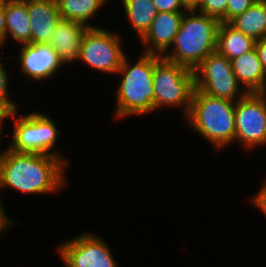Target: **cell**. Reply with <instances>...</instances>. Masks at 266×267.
Here are the masks:
<instances>
[{"mask_svg": "<svg viewBox=\"0 0 266 267\" xmlns=\"http://www.w3.org/2000/svg\"><path fill=\"white\" fill-rule=\"evenodd\" d=\"M67 167L56 156L7 148L0 156V190L8 187L28 195L61 192L67 184Z\"/></svg>", "mask_w": 266, "mask_h": 267, "instance_id": "1", "label": "cell"}, {"mask_svg": "<svg viewBox=\"0 0 266 267\" xmlns=\"http://www.w3.org/2000/svg\"><path fill=\"white\" fill-rule=\"evenodd\" d=\"M186 12L171 45L172 50L165 52L162 57L194 70L207 56L217 51L220 21L195 10Z\"/></svg>", "mask_w": 266, "mask_h": 267, "instance_id": "2", "label": "cell"}, {"mask_svg": "<svg viewBox=\"0 0 266 267\" xmlns=\"http://www.w3.org/2000/svg\"><path fill=\"white\" fill-rule=\"evenodd\" d=\"M235 104L194 89L190 110L184 119L214 148L224 149L235 141Z\"/></svg>", "mask_w": 266, "mask_h": 267, "instance_id": "3", "label": "cell"}, {"mask_svg": "<svg viewBox=\"0 0 266 267\" xmlns=\"http://www.w3.org/2000/svg\"><path fill=\"white\" fill-rule=\"evenodd\" d=\"M154 54L142 53L131 65L127 56L118 70L122 75L116 88L115 118L146 115L154 111Z\"/></svg>", "mask_w": 266, "mask_h": 267, "instance_id": "4", "label": "cell"}, {"mask_svg": "<svg viewBox=\"0 0 266 267\" xmlns=\"http://www.w3.org/2000/svg\"><path fill=\"white\" fill-rule=\"evenodd\" d=\"M154 111L163 106L179 107L187 116L195 89L194 71L154 54Z\"/></svg>", "mask_w": 266, "mask_h": 267, "instance_id": "5", "label": "cell"}, {"mask_svg": "<svg viewBox=\"0 0 266 267\" xmlns=\"http://www.w3.org/2000/svg\"><path fill=\"white\" fill-rule=\"evenodd\" d=\"M18 110H15L11 118L14 120V130L12 143L9 149L16 152H28L38 154H48L61 158L67 165L69 162L63 157L61 152L55 151L59 130L48 115L39 112H31L20 115L16 118Z\"/></svg>", "mask_w": 266, "mask_h": 267, "instance_id": "6", "label": "cell"}, {"mask_svg": "<svg viewBox=\"0 0 266 267\" xmlns=\"http://www.w3.org/2000/svg\"><path fill=\"white\" fill-rule=\"evenodd\" d=\"M193 71L195 89L209 96L236 102L247 94L239 84L231 62L217 51L207 56Z\"/></svg>", "mask_w": 266, "mask_h": 267, "instance_id": "7", "label": "cell"}, {"mask_svg": "<svg viewBox=\"0 0 266 267\" xmlns=\"http://www.w3.org/2000/svg\"><path fill=\"white\" fill-rule=\"evenodd\" d=\"M120 35L105 28L89 27L84 35L79 60L97 71L117 74L126 53Z\"/></svg>", "mask_w": 266, "mask_h": 267, "instance_id": "8", "label": "cell"}, {"mask_svg": "<svg viewBox=\"0 0 266 267\" xmlns=\"http://www.w3.org/2000/svg\"><path fill=\"white\" fill-rule=\"evenodd\" d=\"M235 142L243 149L266 146V94L247 93L235 104Z\"/></svg>", "mask_w": 266, "mask_h": 267, "instance_id": "9", "label": "cell"}, {"mask_svg": "<svg viewBox=\"0 0 266 267\" xmlns=\"http://www.w3.org/2000/svg\"><path fill=\"white\" fill-rule=\"evenodd\" d=\"M57 250L65 267H118L109 244L90 232L62 242Z\"/></svg>", "mask_w": 266, "mask_h": 267, "instance_id": "10", "label": "cell"}, {"mask_svg": "<svg viewBox=\"0 0 266 267\" xmlns=\"http://www.w3.org/2000/svg\"><path fill=\"white\" fill-rule=\"evenodd\" d=\"M20 50L17 58L21 72L33 81L52 78L64 65L49 44H23Z\"/></svg>", "mask_w": 266, "mask_h": 267, "instance_id": "11", "label": "cell"}, {"mask_svg": "<svg viewBox=\"0 0 266 267\" xmlns=\"http://www.w3.org/2000/svg\"><path fill=\"white\" fill-rule=\"evenodd\" d=\"M185 12H158L151 27L140 40L144 53L162 56L169 52Z\"/></svg>", "mask_w": 266, "mask_h": 267, "instance_id": "12", "label": "cell"}, {"mask_svg": "<svg viewBox=\"0 0 266 267\" xmlns=\"http://www.w3.org/2000/svg\"><path fill=\"white\" fill-rule=\"evenodd\" d=\"M88 28L78 21L61 18L44 44H49L56 51L64 66L73 64L79 60L82 41Z\"/></svg>", "mask_w": 266, "mask_h": 267, "instance_id": "13", "label": "cell"}, {"mask_svg": "<svg viewBox=\"0 0 266 267\" xmlns=\"http://www.w3.org/2000/svg\"><path fill=\"white\" fill-rule=\"evenodd\" d=\"M31 44H44L61 20L56 0H27Z\"/></svg>", "mask_w": 266, "mask_h": 267, "instance_id": "14", "label": "cell"}, {"mask_svg": "<svg viewBox=\"0 0 266 267\" xmlns=\"http://www.w3.org/2000/svg\"><path fill=\"white\" fill-rule=\"evenodd\" d=\"M230 62L239 84L247 93L266 94V72L255 47Z\"/></svg>", "mask_w": 266, "mask_h": 267, "instance_id": "15", "label": "cell"}, {"mask_svg": "<svg viewBox=\"0 0 266 267\" xmlns=\"http://www.w3.org/2000/svg\"><path fill=\"white\" fill-rule=\"evenodd\" d=\"M6 40L31 44V27L27 11V0H6Z\"/></svg>", "mask_w": 266, "mask_h": 267, "instance_id": "16", "label": "cell"}, {"mask_svg": "<svg viewBox=\"0 0 266 267\" xmlns=\"http://www.w3.org/2000/svg\"><path fill=\"white\" fill-rule=\"evenodd\" d=\"M256 41L236 30L229 23L220 22L217 32V52L229 61L255 47Z\"/></svg>", "mask_w": 266, "mask_h": 267, "instance_id": "17", "label": "cell"}, {"mask_svg": "<svg viewBox=\"0 0 266 267\" xmlns=\"http://www.w3.org/2000/svg\"><path fill=\"white\" fill-rule=\"evenodd\" d=\"M229 24L255 41L266 38V0H257Z\"/></svg>", "mask_w": 266, "mask_h": 267, "instance_id": "18", "label": "cell"}, {"mask_svg": "<svg viewBox=\"0 0 266 267\" xmlns=\"http://www.w3.org/2000/svg\"><path fill=\"white\" fill-rule=\"evenodd\" d=\"M124 13L131 27L141 40L151 27L158 13L152 0H121Z\"/></svg>", "mask_w": 266, "mask_h": 267, "instance_id": "19", "label": "cell"}, {"mask_svg": "<svg viewBox=\"0 0 266 267\" xmlns=\"http://www.w3.org/2000/svg\"><path fill=\"white\" fill-rule=\"evenodd\" d=\"M63 19L78 21L87 27H97L90 24V19L108 0H56Z\"/></svg>", "mask_w": 266, "mask_h": 267, "instance_id": "20", "label": "cell"}, {"mask_svg": "<svg viewBox=\"0 0 266 267\" xmlns=\"http://www.w3.org/2000/svg\"><path fill=\"white\" fill-rule=\"evenodd\" d=\"M227 2L228 0H201L195 11L226 23Z\"/></svg>", "mask_w": 266, "mask_h": 267, "instance_id": "21", "label": "cell"}, {"mask_svg": "<svg viewBox=\"0 0 266 267\" xmlns=\"http://www.w3.org/2000/svg\"><path fill=\"white\" fill-rule=\"evenodd\" d=\"M257 0H228L226 11V23H229L236 16L244 13Z\"/></svg>", "mask_w": 266, "mask_h": 267, "instance_id": "22", "label": "cell"}, {"mask_svg": "<svg viewBox=\"0 0 266 267\" xmlns=\"http://www.w3.org/2000/svg\"><path fill=\"white\" fill-rule=\"evenodd\" d=\"M158 12H185L181 0H152Z\"/></svg>", "mask_w": 266, "mask_h": 267, "instance_id": "23", "label": "cell"}, {"mask_svg": "<svg viewBox=\"0 0 266 267\" xmlns=\"http://www.w3.org/2000/svg\"><path fill=\"white\" fill-rule=\"evenodd\" d=\"M3 66L5 63L0 62V98L5 99L15 110H18L16 101L14 103L12 99L9 100L8 98L9 72Z\"/></svg>", "mask_w": 266, "mask_h": 267, "instance_id": "24", "label": "cell"}, {"mask_svg": "<svg viewBox=\"0 0 266 267\" xmlns=\"http://www.w3.org/2000/svg\"><path fill=\"white\" fill-rule=\"evenodd\" d=\"M250 201L266 215V182L263 183L258 193L251 197Z\"/></svg>", "mask_w": 266, "mask_h": 267, "instance_id": "25", "label": "cell"}, {"mask_svg": "<svg viewBox=\"0 0 266 267\" xmlns=\"http://www.w3.org/2000/svg\"><path fill=\"white\" fill-rule=\"evenodd\" d=\"M6 0H0V48L6 41Z\"/></svg>", "mask_w": 266, "mask_h": 267, "instance_id": "26", "label": "cell"}, {"mask_svg": "<svg viewBox=\"0 0 266 267\" xmlns=\"http://www.w3.org/2000/svg\"><path fill=\"white\" fill-rule=\"evenodd\" d=\"M3 205L4 204H2V198L0 196V236H2V232H6L7 229L14 224V221L7 215Z\"/></svg>", "mask_w": 266, "mask_h": 267, "instance_id": "27", "label": "cell"}, {"mask_svg": "<svg viewBox=\"0 0 266 267\" xmlns=\"http://www.w3.org/2000/svg\"><path fill=\"white\" fill-rule=\"evenodd\" d=\"M15 109L5 100L0 98V124L3 126V121L6 118H11Z\"/></svg>", "mask_w": 266, "mask_h": 267, "instance_id": "28", "label": "cell"}, {"mask_svg": "<svg viewBox=\"0 0 266 267\" xmlns=\"http://www.w3.org/2000/svg\"><path fill=\"white\" fill-rule=\"evenodd\" d=\"M255 48L261 61V65L266 72V38L256 41Z\"/></svg>", "mask_w": 266, "mask_h": 267, "instance_id": "29", "label": "cell"}, {"mask_svg": "<svg viewBox=\"0 0 266 267\" xmlns=\"http://www.w3.org/2000/svg\"><path fill=\"white\" fill-rule=\"evenodd\" d=\"M201 0H181L187 10H195Z\"/></svg>", "mask_w": 266, "mask_h": 267, "instance_id": "30", "label": "cell"}, {"mask_svg": "<svg viewBox=\"0 0 266 267\" xmlns=\"http://www.w3.org/2000/svg\"><path fill=\"white\" fill-rule=\"evenodd\" d=\"M4 128H3V126L0 124V141H1V137H2V135H3V130ZM3 153V149H2V151H0V156H1V154Z\"/></svg>", "mask_w": 266, "mask_h": 267, "instance_id": "31", "label": "cell"}]
</instances>
